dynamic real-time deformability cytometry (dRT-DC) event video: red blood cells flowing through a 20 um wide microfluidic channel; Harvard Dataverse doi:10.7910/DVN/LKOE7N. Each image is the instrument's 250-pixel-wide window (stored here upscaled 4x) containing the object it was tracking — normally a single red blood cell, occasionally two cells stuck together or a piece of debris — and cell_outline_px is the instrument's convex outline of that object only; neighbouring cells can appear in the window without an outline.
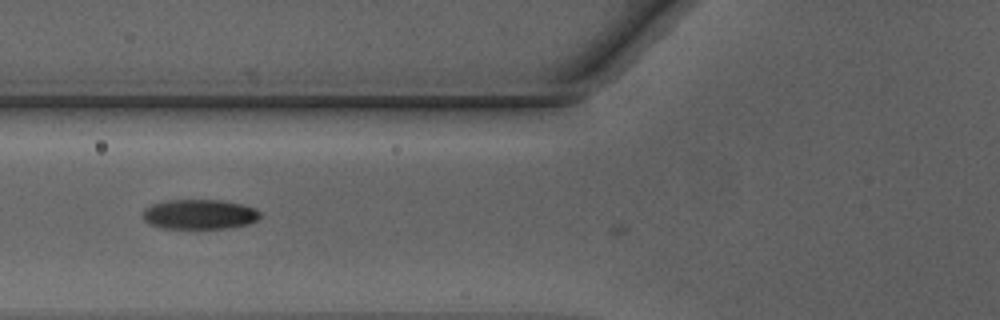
{"species": "Egyptian fruit bat (a non-hibernating species)", "species_latin": "Rousettus aegyptiacus", "temperature_condition": "warm", "stored_images_in_passage": 5, "camera_frame_rate_fps": 3000, "um_per_image_px": 0.085, "animal": {"sex": "male"}, "frame": {"image": 1, "passage_image": 4, "time_ms": 1.0, "image_size_px": [1000, 320], "cell_outline_px": [[260, 216], [256, 220], [248, 224], [224, 228], [164, 228], [148, 224], [144, 220], [144, 208], [152, 204], [168, 200], [220, 200], [244, 204], [260, 212]], "centroid_in_image_um": [16.93, 18.21], "position_along_channel_um": 108.9, "area_um2": 20.23}}